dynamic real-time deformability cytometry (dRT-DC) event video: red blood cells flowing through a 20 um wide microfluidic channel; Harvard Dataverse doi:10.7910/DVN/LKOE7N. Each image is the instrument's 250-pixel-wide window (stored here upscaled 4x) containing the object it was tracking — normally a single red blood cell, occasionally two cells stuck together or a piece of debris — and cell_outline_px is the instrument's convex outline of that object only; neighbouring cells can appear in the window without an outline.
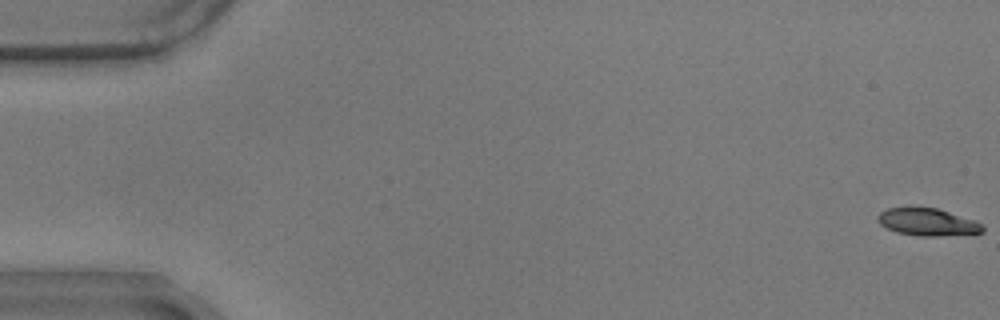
{"species": "common noctule bat (a hibernating species)", "species_latin": "Nyctalus noctula", "temperature_condition": "warm", "stored_images_in_passage": 59, "segment_of_instrument_passage": [1, 2], "camera_frame_rate_fps": 3000, "um_per_image_px": 0.085, "animal": {"sex": "male", "body_mass_g": 17.9}, "frame": {"image": 1, "passage_image": 1, "time_ms": 0.0, "image_size_px": [1000, 320], "cell_outline_px": [[984, 232], [936, 236], [920, 236], [896, 232], [880, 224], [876, 220], [876, 216], [880, 212], [888, 208], [908, 204], [936, 208], [976, 220], [984, 224]], "centroid_in_image_um": [78.79, 18.82], "position_along_channel_um": 6.2, "area_um2": 17.34}}
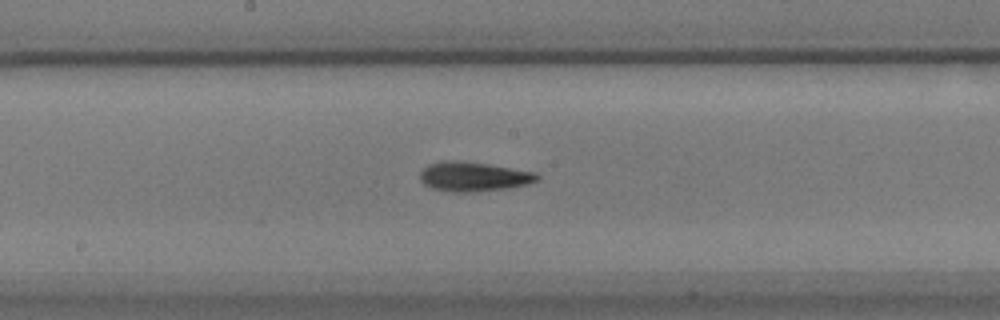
{"frame": {"image": 2, "passage_image": 31, "time_ms": 10.0, "image_size_px": [1000, 320], "cell_outline_px": [[540, 180], [528, 184], [508, 188], [472, 192], [452, 192], [432, 188], [424, 184], [420, 180], [420, 172], [428, 164], [440, 160], [460, 160], [488, 164], [536, 172], [540, 176]], "centroid_in_image_um": [40.25, 15.0], "position_along_channel_um": 207.9, "area_um2": 20.35}}
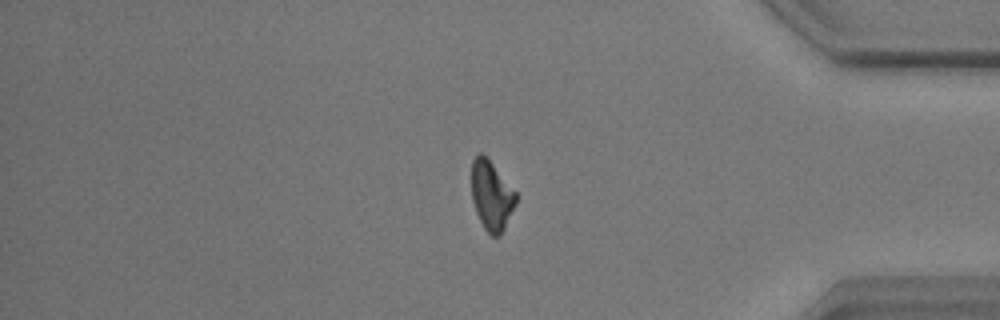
{"frame": {"image": 3, "passage_image": 49, "time_ms": 16.0, "image_size_px": [1000, 320], "cell_outline_px": [[516, 204], [500, 236], [492, 236], [484, 228], [476, 212], [472, 200], [472, 160], [480, 152], [488, 156], [516, 192]], "centroid_in_image_um": [41.78, 16.58], "position_along_channel_um": 393.4, "area_um2": 18.03}}